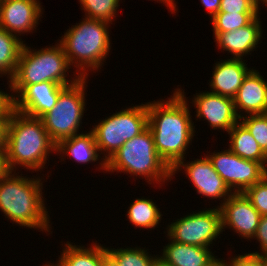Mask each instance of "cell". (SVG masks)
Listing matches in <instances>:
<instances>
[{
	"label": "cell",
	"mask_w": 267,
	"mask_h": 266,
	"mask_svg": "<svg viewBox=\"0 0 267 266\" xmlns=\"http://www.w3.org/2000/svg\"><path fill=\"white\" fill-rule=\"evenodd\" d=\"M184 93L177 86L168 99L147 103L148 128L156 151L170 169L186 158V151L195 136L190 104Z\"/></svg>",
	"instance_id": "cell-1"
},
{
	"label": "cell",
	"mask_w": 267,
	"mask_h": 266,
	"mask_svg": "<svg viewBox=\"0 0 267 266\" xmlns=\"http://www.w3.org/2000/svg\"><path fill=\"white\" fill-rule=\"evenodd\" d=\"M7 171L0 178V211L21 227L50 232V216L46 208L41 177L31 178Z\"/></svg>",
	"instance_id": "cell-2"
},
{
	"label": "cell",
	"mask_w": 267,
	"mask_h": 266,
	"mask_svg": "<svg viewBox=\"0 0 267 266\" xmlns=\"http://www.w3.org/2000/svg\"><path fill=\"white\" fill-rule=\"evenodd\" d=\"M56 152L41 118L12 110L6 134L5 162L8 171L24 167L32 172L42 171L50 153ZM48 156V157H47Z\"/></svg>",
	"instance_id": "cell-3"
},
{
	"label": "cell",
	"mask_w": 267,
	"mask_h": 266,
	"mask_svg": "<svg viewBox=\"0 0 267 266\" xmlns=\"http://www.w3.org/2000/svg\"><path fill=\"white\" fill-rule=\"evenodd\" d=\"M109 26L110 23L105 21L84 17L81 22L69 27L57 41L63 47L69 65L76 68L75 73L80 78H88L89 70L98 71L104 66L112 44Z\"/></svg>",
	"instance_id": "cell-4"
},
{
	"label": "cell",
	"mask_w": 267,
	"mask_h": 266,
	"mask_svg": "<svg viewBox=\"0 0 267 266\" xmlns=\"http://www.w3.org/2000/svg\"><path fill=\"white\" fill-rule=\"evenodd\" d=\"M127 173L145 178L149 184L172 180L171 169L158 155L152 133L147 128L140 135L126 141L106 162V172ZM161 185V186H160Z\"/></svg>",
	"instance_id": "cell-5"
},
{
	"label": "cell",
	"mask_w": 267,
	"mask_h": 266,
	"mask_svg": "<svg viewBox=\"0 0 267 266\" xmlns=\"http://www.w3.org/2000/svg\"><path fill=\"white\" fill-rule=\"evenodd\" d=\"M71 66L63 47L55 45L41 49H31L25 43L22 47L16 71L9 80V85H31L41 82H54L64 86L74 84L80 77L66 78ZM76 75V76H75Z\"/></svg>",
	"instance_id": "cell-6"
},
{
	"label": "cell",
	"mask_w": 267,
	"mask_h": 266,
	"mask_svg": "<svg viewBox=\"0 0 267 266\" xmlns=\"http://www.w3.org/2000/svg\"><path fill=\"white\" fill-rule=\"evenodd\" d=\"M147 128V103H142L116 111L94 125L90 131L93 133L100 155L104 153L103 160L107 162L126 141L140 135Z\"/></svg>",
	"instance_id": "cell-7"
},
{
	"label": "cell",
	"mask_w": 267,
	"mask_h": 266,
	"mask_svg": "<svg viewBox=\"0 0 267 266\" xmlns=\"http://www.w3.org/2000/svg\"><path fill=\"white\" fill-rule=\"evenodd\" d=\"M87 79L79 78L67 86L57 99L56 105L41 120L51 140L57 145L64 139L79 133L86 108ZM86 92V93H85Z\"/></svg>",
	"instance_id": "cell-8"
},
{
	"label": "cell",
	"mask_w": 267,
	"mask_h": 266,
	"mask_svg": "<svg viewBox=\"0 0 267 266\" xmlns=\"http://www.w3.org/2000/svg\"><path fill=\"white\" fill-rule=\"evenodd\" d=\"M166 228L167 236L181 244L199 247H211L222 234V221L220 208H206L198 212L184 215L175 222L169 223Z\"/></svg>",
	"instance_id": "cell-9"
},
{
	"label": "cell",
	"mask_w": 267,
	"mask_h": 266,
	"mask_svg": "<svg viewBox=\"0 0 267 266\" xmlns=\"http://www.w3.org/2000/svg\"><path fill=\"white\" fill-rule=\"evenodd\" d=\"M232 193H244L267 175V167L234 154L229 148L206 154Z\"/></svg>",
	"instance_id": "cell-10"
},
{
	"label": "cell",
	"mask_w": 267,
	"mask_h": 266,
	"mask_svg": "<svg viewBox=\"0 0 267 266\" xmlns=\"http://www.w3.org/2000/svg\"><path fill=\"white\" fill-rule=\"evenodd\" d=\"M8 87L9 92H12L10 96L13 109L41 118L56 105L59 94L67 86L54 82H41L31 85H9Z\"/></svg>",
	"instance_id": "cell-11"
},
{
	"label": "cell",
	"mask_w": 267,
	"mask_h": 266,
	"mask_svg": "<svg viewBox=\"0 0 267 266\" xmlns=\"http://www.w3.org/2000/svg\"><path fill=\"white\" fill-rule=\"evenodd\" d=\"M186 159L179 161L171 169V177L177 172H180L184 169L186 177L192 182V185L199 195L205 196L210 200H220V207L232 194V191L225 184L221 176L213 168V164L207 157L204 155V158L196 159L194 161L184 162ZM183 167V168H182ZM180 170V171H179Z\"/></svg>",
	"instance_id": "cell-12"
},
{
	"label": "cell",
	"mask_w": 267,
	"mask_h": 266,
	"mask_svg": "<svg viewBox=\"0 0 267 266\" xmlns=\"http://www.w3.org/2000/svg\"><path fill=\"white\" fill-rule=\"evenodd\" d=\"M221 212L222 231L225 228L238 233L242 239H253L256 234L260 213L254 208L244 193H232L219 207Z\"/></svg>",
	"instance_id": "cell-13"
},
{
	"label": "cell",
	"mask_w": 267,
	"mask_h": 266,
	"mask_svg": "<svg viewBox=\"0 0 267 266\" xmlns=\"http://www.w3.org/2000/svg\"><path fill=\"white\" fill-rule=\"evenodd\" d=\"M196 119L204 118L213 130L228 131L239 121L233 98L212 93L198 92L192 97Z\"/></svg>",
	"instance_id": "cell-14"
},
{
	"label": "cell",
	"mask_w": 267,
	"mask_h": 266,
	"mask_svg": "<svg viewBox=\"0 0 267 266\" xmlns=\"http://www.w3.org/2000/svg\"><path fill=\"white\" fill-rule=\"evenodd\" d=\"M43 9L39 0H0V27L16 36L33 33Z\"/></svg>",
	"instance_id": "cell-15"
},
{
	"label": "cell",
	"mask_w": 267,
	"mask_h": 266,
	"mask_svg": "<svg viewBox=\"0 0 267 266\" xmlns=\"http://www.w3.org/2000/svg\"><path fill=\"white\" fill-rule=\"evenodd\" d=\"M258 15L250 24L234 31L214 33L218 49L228 51L234 59H243L259 47L262 38V24ZM260 41V42H259ZM247 54V55H246Z\"/></svg>",
	"instance_id": "cell-16"
},
{
	"label": "cell",
	"mask_w": 267,
	"mask_h": 266,
	"mask_svg": "<svg viewBox=\"0 0 267 266\" xmlns=\"http://www.w3.org/2000/svg\"><path fill=\"white\" fill-rule=\"evenodd\" d=\"M233 100L235 111L239 118L246 114L267 113V81L258 70L252 68L243 80Z\"/></svg>",
	"instance_id": "cell-17"
},
{
	"label": "cell",
	"mask_w": 267,
	"mask_h": 266,
	"mask_svg": "<svg viewBox=\"0 0 267 266\" xmlns=\"http://www.w3.org/2000/svg\"><path fill=\"white\" fill-rule=\"evenodd\" d=\"M245 59L228 58L220 60L213 66L212 77L209 81L212 93L234 98L243 80L252 70L247 67Z\"/></svg>",
	"instance_id": "cell-18"
},
{
	"label": "cell",
	"mask_w": 267,
	"mask_h": 266,
	"mask_svg": "<svg viewBox=\"0 0 267 266\" xmlns=\"http://www.w3.org/2000/svg\"><path fill=\"white\" fill-rule=\"evenodd\" d=\"M163 246L162 255L158 260L165 266H209L218 257L210 248L181 244L171 240Z\"/></svg>",
	"instance_id": "cell-19"
},
{
	"label": "cell",
	"mask_w": 267,
	"mask_h": 266,
	"mask_svg": "<svg viewBox=\"0 0 267 266\" xmlns=\"http://www.w3.org/2000/svg\"><path fill=\"white\" fill-rule=\"evenodd\" d=\"M57 153H60L61 161H64V156H69V158L71 157L80 164L94 163L101 158L100 160L102 161L98 165L100 166L99 169L106 171V162L99 155L100 153L91 131L88 133H83L82 131L81 134L62 140L56 145Z\"/></svg>",
	"instance_id": "cell-20"
},
{
	"label": "cell",
	"mask_w": 267,
	"mask_h": 266,
	"mask_svg": "<svg viewBox=\"0 0 267 266\" xmlns=\"http://www.w3.org/2000/svg\"><path fill=\"white\" fill-rule=\"evenodd\" d=\"M228 135L230 138L228 148L234 154L243 159L262 163L267 167V155L240 121L228 131Z\"/></svg>",
	"instance_id": "cell-21"
},
{
	"label": "cell",
	"mask_w": 267,
	"mask_h": 266,
	"mask_svg": "<svg viewBox=\"0 0 267 266\" xmlns=\"http://www.w3.org/2000/svg\"><path fill=\"white\" fill-rule=\"evenodd\" d=\"M85 247L82 244L73 245L72 242L64 244V248L53 266H101L102 245L97 243Z\"/></svg>",
	"instance_id": "cell-22"
},
{
	"label": "cell",
	"mask_w": 267,
	"mask_h": 266,
	"mask_svg": "<svg viewBox=\"0 0 267 266\" xmlns=\"http://www.w3.org/2000/svg\"><path fill=\"white\" fill-rule=\"evenodd\" d=\"M21 37L7 32L0 27V77L6 76L7 84L13 77L19 56L24 45Z\"/></svg>",
	"instance_id": "cell-23"
},
{
	"label": "cell",
	"mask_w": 267,
	"mask_h": 266,
	"mask_svg": "<svg viewBox=\"0 0 267 266\" xmlns=\"http://www.w3.org/2000/svg\"><path fill=\"white\" fill-rule=\"evenodd\" d=\"M156 202L148 198H136L128 207L127 218L134 227L154 229L159 225L162 214Z\"/></svg>",
	"instance_id": "cell-24"
},
{
	"label": "cell",
	"mask_w": 267,
	"mask_h": 266,
	"mask_svg": "<svg viewBox=\"0 0 267 266\" xmlns=\"http://www.w3.org/2000/svg\"><path fill=\"white\" fill-rule=\"evenodd\" d=\"M120 0H79L84 17L105 21L112 24L115 21Z\"/></svg>",
	"instance_id": "cell-25"
},
{
	"label": "cell",
	"mask_w": 267,
	"mask_h": 266,
	"mask_svg": "<svg viewBox=\"0 0 267 266\" xmlns=\"http://www.w3.org/2000/svg\"><path fill=\"white\" fill-rule=\"evenodd\" d=\"M107 250L118 260L121 266H154L158 255L149 254L148 249L139 247L109 248Z\"/></svg>",
	"instance_id": "cell-26"
},
{
	"label": "cell",
	"mask_w": 267,
	"mask_h": 266,
	"mask_svg": "<svg viewBox=\"0 0 267 266\" xmlns=\"http://www.w3.org/2000/svg\"><path fill=\"white\" fill-rule=\"evenodd\" d=\"M258 13H225L218 12L212 19L213 33L234 31L250 24Z\"/></svg>",
	"instance_id": "cell-27"
},
{
	"label": "cell",
	"mask_w": 267,
	"mask_h": 266,
	"mask_svg": "<svg viewBox=\"0 0 267 266\" xmlns=\"http://www.w3.org/2000/svg\"><path fill=\"white\" fill-rule=\"evenodd\" d=\"M239 121L248 129L267 155V113L245 115L239 118Z\"/></svg>",
	"instance_id": "cell-28"
},
{
	"label": "cell",
	"mask_w": 267,
	"mask_h": 266,
	"mask_svg": "<svg viewBox=\"0 0 267 266\" xmlns=\"http://www.w3.org/2000/svg\"><path fill=\"white\" fill-rule=\"evenodd\" d=\"M244 194L261 216L267 215V175L261 181L249 187Z\"/></svg>",
	"instance_id": "cell-29"
},
{
	"label": "cell",
	"mask_w": 267,
	"mask_h": 266,
	"mask_svg": "<svg viewBox=\"0 0 267 266\" xmlns=\"http://www.w3.org/2000/svg\"><path fill=\"white\" fill-rule=\"evenodd\" d=\"M219 12L259 13L253 0H221Z\"/></svg>",
	"instance_id": "cell-30"
},
{
	"label": "cell",
	"mask_w": 267,
	"mask_h": 266,
	"mask_svg": "<svg viewBox=\"0 0 267 266\" xmlns=\"http://www.w3.org/2000/svg\"><path fill=\"white\" fill-rule=\"evenodd\" d=\"M227 262L226 260L227 266H266L261 256L247 252L246 254L232 256Z\"/></svg>",
	"instance_id": "cell-31"
},
{
	"label": "cell",
	"mask_w": 267,
	"mask_h": 266,
	"mask_svg": "<svg viewBox=\"0 0 267 266\" xmlns=\"http://www.w3.org/2000/svg\"><path fill=\"white\" fill-rule=\"evenodd\" d=\"M253 239H256L258 243H260V253L259 251H254L250 253L257 256H261L267 253V215L261 216L256 234Z\"/></svg>",
	"instance_id": "cell-32"
},
{
	"label": "cell",
	"mask_w": 267,
	"mask_h": 266,
	"mask_svg": "<svg viewBox=\"0 0 267 266\" xmlns=\"http://www.w3.org/2000/svg\"><path fill=\"white\" fill-rule=\"evenodd\" d=\"M13 110L10 93L0 89V115H11Z\"/></svg>",
	"instance_id": "cell-33"
},
{
	"label": "cell",
	"mask_w": 267,
	"mask_h": 266,
	"mask_svg": "<svg viewBox=\"0 0 267 266\" xmlns=\"http://www.w3.org/2000/svg\"><path fill=\"white\" fill-rule=\"evenodd\" d=\"M10 115H0V150H5L7 125Z\"/></svg>",
	"instance_id": "cell-34"
},
{
	"label": "cell",
	"mask_w": 267,
	"mask_h": 266,
	"mask_svg": "<svg viewBox=\"0 0 267 266\" xmlns=\"http://www.w3.org/2000/svg\"><path fill=\"white\" fill-rule=\"evenodd\" d=\"M211 19L219 12L221 0H200Z\"/></svg>",
	"instance_id": "cell-35"
},
{
	"label": "cell",
	"mask_w": 267,
	"mask_h": 266,
	"mask_svg": "<svg viewBox=\"0 0 267 266\" xmlns=\"http://www.w3.org/2000/svg\"><path fill=\"white\" fill-rule=\"evenodd\" d=\"M101 266H121L118 260L107 250V247L105 246H102Z\"/></svg>",
	"instance_id": "cell-36"
},
{
	"label": "cell",
	"mask_w": 267,
	"mask_h": 266,
	"mask_svg": "<svg viewBox=\"0 0 267 266\" xmlns=\"http://www.w3.org/2000/svg\"><path fill=\"white\" fill-rule=\"evenodd\" d=\"M152 1V0H151ZM153 1H160L161 3L165 4L166 7H168L167 9H170L169 11L171 12V14H174L177 12V3L175 2V0H153Z\"/></svg>",
	"instance_id": "cell-37"
},
{
	"label": "cell",
	"mask_w": 267,
	"mask_h": 266,
	"mask_svg": "<svg viewBox=\"0 0 267 266\" xmlns=\"http://www.w3.org/2000/svg\"><path fill=\"white\" fill-rule=\"evenodd\" d=\"M8 171L5 162V150H0V178Z\"/></svg>",
	"instance_id": "cell-38"
},
{
	"label": "cell",
	"mask_w": 267,
	"mask_h": 266,
	"mask_svg": "<svg viewBox=\"0 0 267 266\" xmlns=\"http://www.w3.org/2000/svg\"><path fill=\"white\" fill-rule=\"evenodd\" d=\"M209 266H227L226 264V260L217 258L212 264H210Z\"/></svg>",
	"instance_id": "cell-39"
},
{
	"label": "cell",
	"mask_w": 267,
	"mask_h": 266,
	"mask_svg": "<svg viewBox=\"0 0 267 266\" xmlns=\"http://www.w3.org/2000/svg\"><path fill=\"white\" fill-rule=\"evenodd\" d=\"M255 3L256 8L260 11V5L262 3V5L267 7V0H253ZM261 2V3H260Z\"/></svg>",
	"instance_id": "cell-40"
},
{
	"label": "cell",
	"mask_w": 267,
	"mask_h": 266,
	"mask_svg": "<svg viewBox=\"0 0 267 266\" xmlns=\"http://www.w3.org/2000/svg\"><path fill=\"white\" fill-rule=\"evenodd\" d=\"M263 261L265 262V265L267 266V253L261 255Z\"/></svg>",
	"instance_id": "cell-41"
},
{
	"label": "cell",
	"mask_w": 267,
	"mask_h": 266,
	"mask_svg": "<svg viewBox=\"0 0 267 266\" xmlns=\"http://www.w3.org/2000/svg\"><path fill=\"white\" fill-rule=\"evenodd\" d=\"M154 266H165V265L162 264V263L158 260Z\"/></svg>",
	"instance_id": "cell-42"
},
{
	"label": "cell",
	"mask_w": 267,
	"mask_h": 266,
	"mask_svg": "<svg viewBox=\"0 0 267 266\" xmlns=\"http://www.w3.org/2000/svg\"><path fill=\"white\" fill-rule=\"evenodd\" d=\"M43 266H53L52 263L48 262L46 264H43Z\"/></svg>",
	"instance_id": "cell-43"
}]
</instances>
